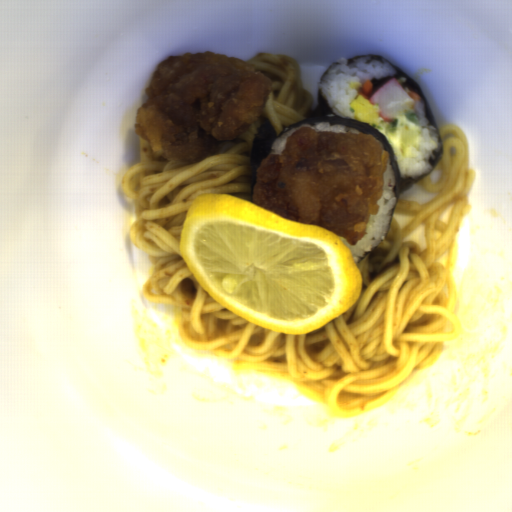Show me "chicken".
I'll return each instance as SVG.
<instances>
[{
  "instance_id": "52989762",
  "label": "chicken",
  "mask_w": 512,
  "mask_h": 512,
  "mask_svg": "<svg viewBox=\"0 0 512 512\" xmlns=\"http://www.w3.org/2000/svg\"><path fill=\"white\" fill-rule=\"evenodd\" d=\"M272 79L254 65L211 50L169 55L156 65L135 136L153 156L188 164L221 153L220 141L245 134L260 118Z\"/></svg>"
},
{
  "instance_id": "ae283196",
  "label": "chicken",
  "mask_w": 512,
  "mask_h": 512,
  "mask_svg": "<svg viewBox=\"0 0 512 512\" xmlns=\"http://www.w3.org/2000/svg\"><path fill=\"white\" fill-rule=\"evenodd\" d=\"M388 163L389 153L371 133L302 125L281 153L261 159L252 204L322 227L354 246L379 212Z\"/></svg>"
}]
</instances>
